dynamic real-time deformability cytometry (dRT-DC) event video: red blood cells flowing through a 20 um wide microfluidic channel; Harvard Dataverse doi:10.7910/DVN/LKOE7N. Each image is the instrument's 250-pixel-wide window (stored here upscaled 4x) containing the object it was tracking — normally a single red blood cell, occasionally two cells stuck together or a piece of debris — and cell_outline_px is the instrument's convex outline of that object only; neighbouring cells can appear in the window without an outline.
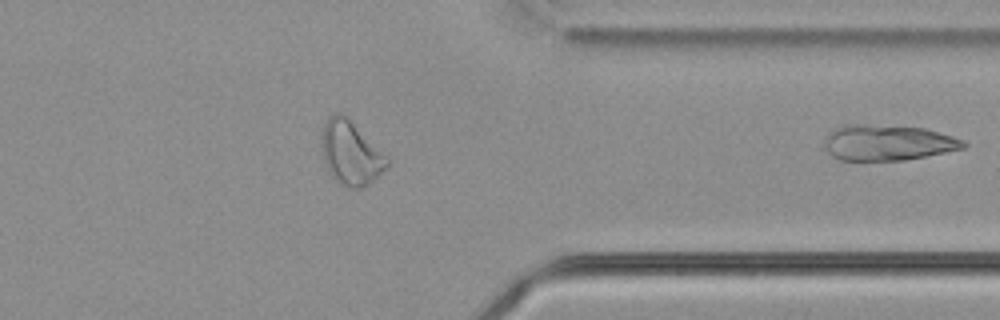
{"species": "common noctule bat (a hibernating species)", "species_latin": "Nyctalus noctula", "temperature_condition": "cold", "stored_images_in_passage": 45, "segment_of_instrument_passage": [2, 2], "camera_frame_rate_fps": 3000, "um_per_image_px": 0.085, "animal": {"sex": "male", "body_mass_g": 21.5, "forearm_length_mm": 52.0}, "frame": {"image": 1, "passage_image": 45, "time_ms": 14.667, "image_size_px": [1000, 320], "cell_outline_px": [[968, 144], [964, 148], [904, 160], [840, 160], [832, 156], [828, 152], [824, 144], [824, 140], [828, 132], [844, 124], [860, 124], [924, 128], [952, 136], [964, 140]], "centroid_in_image_um": [75.43, 12.12], "position_along_channel_um": 336.0, "area_um2": 28.73}}